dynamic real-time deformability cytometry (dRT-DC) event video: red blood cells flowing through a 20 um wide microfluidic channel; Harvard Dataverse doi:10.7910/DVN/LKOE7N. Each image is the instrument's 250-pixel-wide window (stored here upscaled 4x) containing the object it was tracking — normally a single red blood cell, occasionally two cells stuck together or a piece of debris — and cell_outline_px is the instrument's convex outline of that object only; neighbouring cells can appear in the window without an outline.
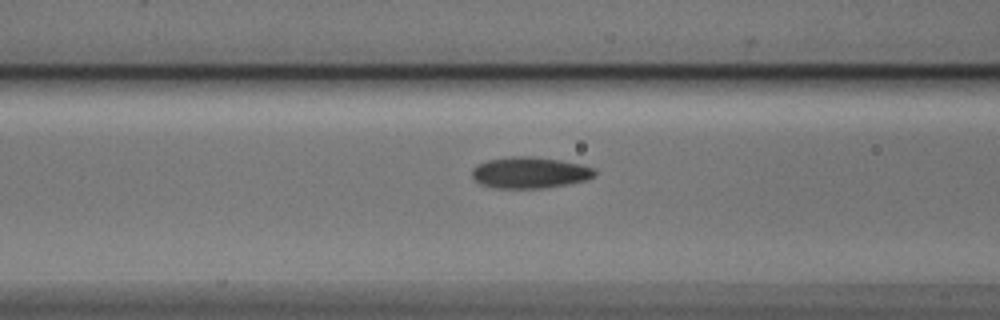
{"species": "Egyptian fruit bat (a non-hibernating species)", "species_latin": "Rousettus aegyptiacus", "temperature_condition": "cold", "stored_images_in_passage": 17, "camera_frame_rate_fps": 3000, "um_per_image_px": 0.085, "animal": {"sex": "male"}, "frame": {"image": 1, "passage_image": 15, "time_ms": 4.667, "image_size_px": [1000, 320], "cell_outline_px": [[596, 172], [592, 176], [584, 180], [568, 184], [544, 188], [496, 188], [480, 184], [472, 176], [472, 168], [476, 164], [488, 160], [512, 156], [532, 156], [560, 160], [580, 164], [592, 168]], "centroid_in_image_um": [44.98, 14.67], "position_along_channel_um": 121.6, "area_um2": 22.25}}